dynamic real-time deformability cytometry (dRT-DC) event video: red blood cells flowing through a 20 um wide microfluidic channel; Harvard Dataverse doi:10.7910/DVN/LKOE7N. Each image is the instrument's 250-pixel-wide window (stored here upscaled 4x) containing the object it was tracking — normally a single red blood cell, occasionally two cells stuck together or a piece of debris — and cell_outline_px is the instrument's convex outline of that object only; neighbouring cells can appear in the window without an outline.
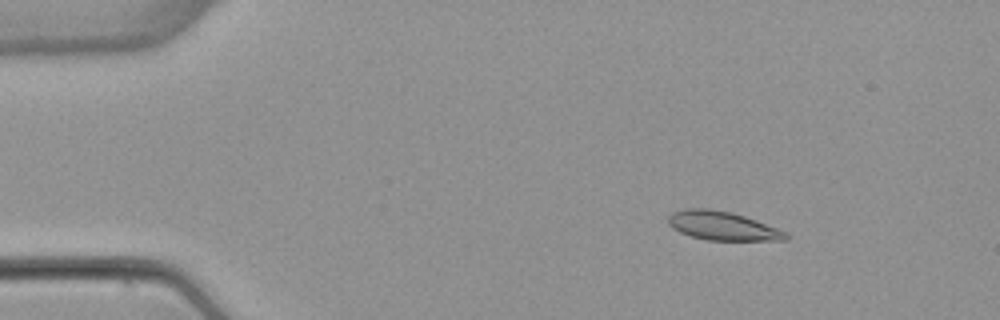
{"species": "common noctule bat (a hibernating species)", "species_latin": "Nyctalus noctula", "temperature_condition": "warm", "stored_images_in_passage": 53, "camera_frame_rate_fps": 3000, "um_per_image_px": 0.085, "animal": {"sex": "female", "body_mass_g": 22.7, "forearm_length_mm": 54.2}, "frame": {"image": 1, "passage_image": 8, "time_ms": 2.333, "image_size_px": [1000, 320], "cell_outline_px": [[788, 240], [708, 240], [692, 236], [680, 232], [672, 228], [668, 224], [668, 216], [672, 212], [684, 208], [708, 208], [732, 212], [756, 220], [788, 232]], "centroid_in_image_um": [61.4, 19.19], "position_along_channel_um": 23.6, "area_um2": 19.77}}
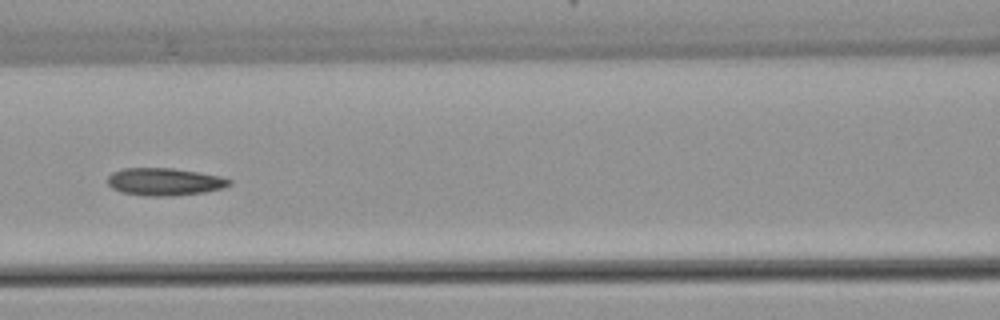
{"frame": {"image": 2, "passage_image": 24, "time_ms": 7.667, "image_size_px": [1000, 320], "cell_outline_px": [[232, 184], [224, 188], [204, 192], [172, 196], [144, 196], [120, 192], [112, 188], [108, 184], [108, 176], [112, 172], [124, 168], [172, 168], [200, 172], [220, 176], [232, 180]], "centroid_in_image_um": [13.99, 15.45], "position_along_channel_um": 152.6, "area_um2": 19.71}}
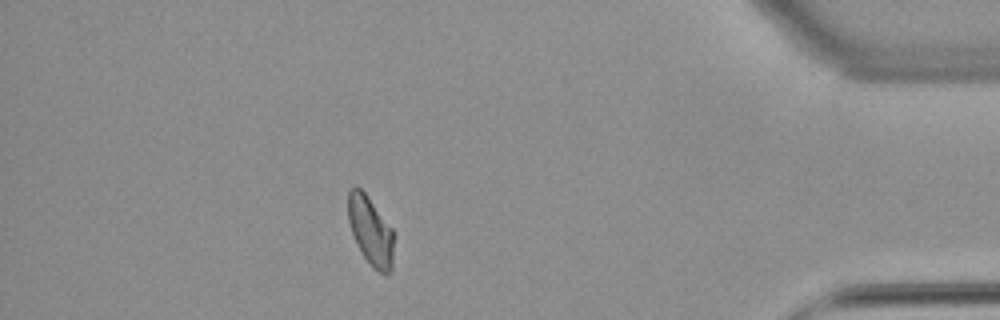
{"frame": {"image": 3, "passage_image": 47, "time_ms": 15.333, "image_size_px": [1000, 320], "cell_outline_px": [[392, 268], [384, 276], [372, 268], [356, 244], [348, 220], [348, 192], [356, 184], [364, 192], [392, 228]], "centroid_in_image_um": [31.47, 19.63], "position_along_channel_um": 403.7, "area_um2": 18.09}, "authors_computed_cell_mechanics": {"area_um2": 19.4786, "velocity_mm_per_s": 3.8682, "shape_relaxation_time_tau1_ms": null, "shape_relaxation_time_tau2_ms": 5.5711, "deformation_change_tau1": null, "deformation_change_tau2": 0.1327}}